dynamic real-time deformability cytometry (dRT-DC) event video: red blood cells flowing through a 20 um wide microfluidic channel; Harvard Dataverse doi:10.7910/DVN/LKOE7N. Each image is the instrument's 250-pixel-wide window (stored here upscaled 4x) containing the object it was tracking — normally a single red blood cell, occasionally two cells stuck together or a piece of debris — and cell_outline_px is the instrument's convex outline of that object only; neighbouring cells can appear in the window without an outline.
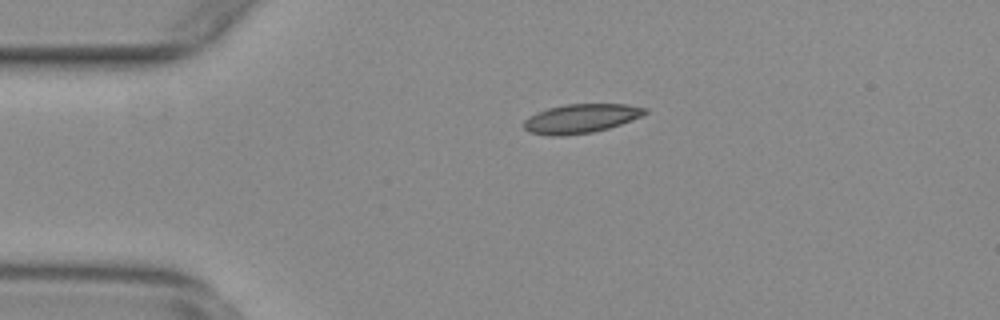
{"species": "common noctule bat (a hibernating species)", "species_latin": "Nyctalus noctula", "temperature_condition": "warm", "stored_images_in_passage": 44, "camera_frame_rate_fps": 3000, "um_per_image_px": 0.085, "animal": {"sex": "female", "body_mass_g": 29.2, "forearm_length_mm": 56.3}, "frame": {"image": 1, "passage_image": 1, "time_ms": 0.0, "image_size_px": [1000, 320], "cell_outline_px": [[648, 112], [640, 116], [620, 124], [608, 128], [592, 132], [564, 136], [552, 136], [528, 132], [524, 128], [524, 120], [528, 116], [536, 112], [548, 108], [564, 104], [628, 104], [648, 108]], "centroid_in_image_um": [49.34, 10.07], "position_along_channel_um": 35.7, "area_um2": 20.58}}
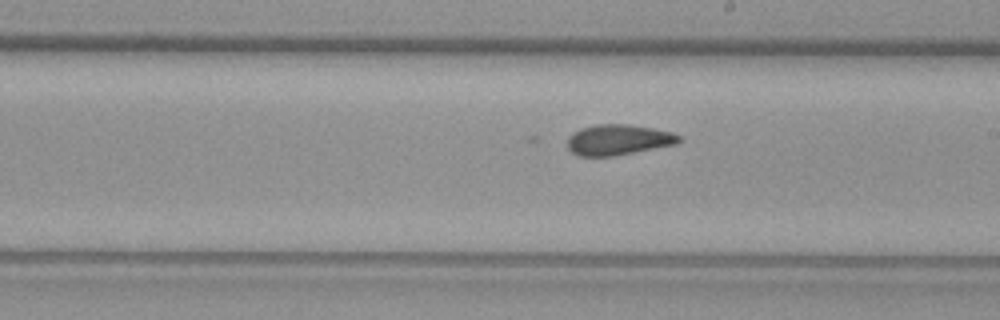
{"frame": {"image": 2, "passage_image": 20, "time_ms": 6.333, "image_size_px": [1000, 320], "cell_outline_px": [[684, 140], [676, 144], [612, 156], [576, 156], [568, 148], [568, 136], [572, 132], [580, 128], [596, 124], [628, 124], [652, 128], [672, 132], [680, 136]], "centroid_in_image_um": [52.54, 11.87], "position_along_channel_um": 236.5, "area_um2": 19.94}}
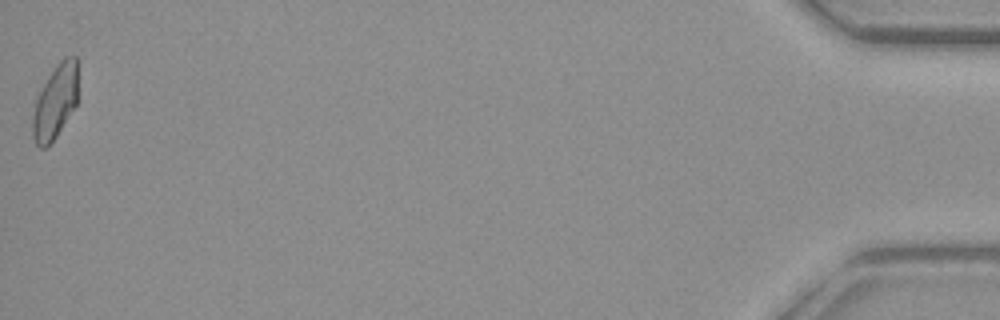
{"frame": {"image": 3, "passage_image": 44, "time_ms": 14.333, "image_size_px": [1000, 320], "cell_outline_px": [[76, 104], [56, 136], [44, 148], [40, 148], [36, 144], [32, 136], [32, 116], [36, 96], [48, 76], [56, 64], [64, 56], [76, 56]], "centroid_in_image_um": [4.65, 8.64], "position_along_channel_um": 430.6, "area_um2": 19.31}}